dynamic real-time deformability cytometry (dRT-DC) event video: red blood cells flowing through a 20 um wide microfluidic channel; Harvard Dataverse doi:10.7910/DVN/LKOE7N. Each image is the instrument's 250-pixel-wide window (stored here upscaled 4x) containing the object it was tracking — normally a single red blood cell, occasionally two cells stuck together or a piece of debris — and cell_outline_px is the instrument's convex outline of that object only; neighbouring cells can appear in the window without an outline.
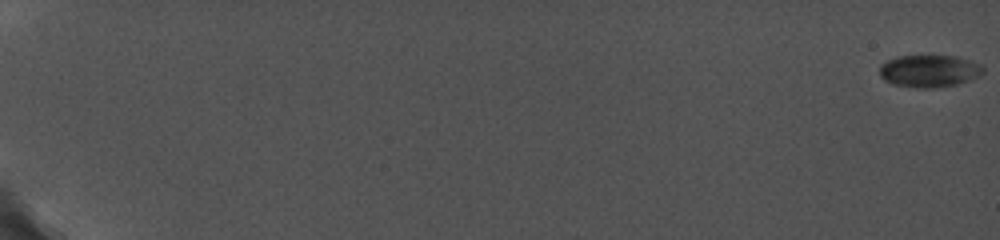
{"species": "common noctule bat (a hibernating species)", "species_latin": "Nyctalus noctula", "temperature_condition": "cold", "stored_images_in_passage": 9, "camera_frame_rate_fps": 5000, "um_per_image_px": 0.085, "animal": {"sex": "female", "body_mass_g": 19.0, "forearm_length_mm": 56.7}, "frame": {"image": 1, "passage_image": 1, "time_ms": 0.0, "image_size_px": [1000, 240], "cell_outline_px": [[984, 72], [980, 76], [956, 84], [932, 88], [916, 88], [892, 84], [884, 80], [880, 76], [880, 64], [896, 56], [956, 56], [980, 64], [984, 68]], "centroid_in_image_um": [78.97, 6.04], "position_along_channel_um": 6.0, "area_um2": 19.48}}
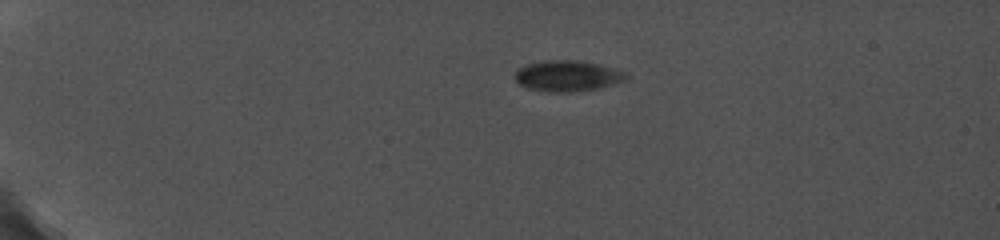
{"frame": {"image": 2, "passage_image": 6, "time_ms": 5.0, "image_size_px": [1000, 240], "cell_outline_px": [[628, 76], [624, 80], [600, 88], [568, 92], [548, 92], [528, 88], [520, 84], [516, 80], [516, 72], [520, 68], [528, 64], [544, 60], [576, 60], [616, 68], [624, 72]], "centroid_in_image_um": [48.24, 6.45], "position_along_channel_um": 36.8, "area_um2": 19.71}}
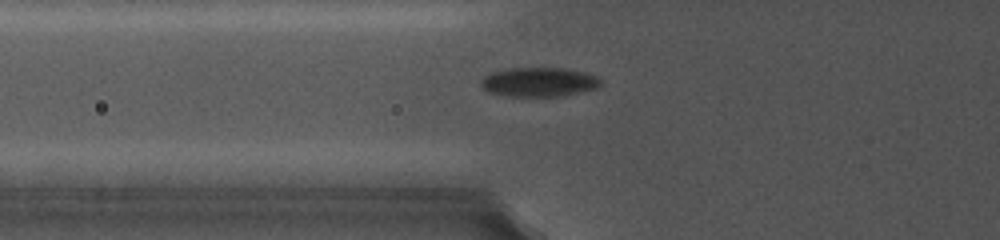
{"frame": {"image": 3, "passage_image": 9, "time_ms": 8.2, "image_size_px": [1000, 240], "cell_outline_px": [[604, 80], [596, 88], [560, 96], [508, 96], [488, 92], [480, 84], [480, 80], [484, 76], [492, 72], [504, 68], [564, 68], [584, 72], [600, 76]], "centroid_in_image_um": [45.81, 6.96], "position_along_channel_um": 80.0, "area_um2": 20.52}}